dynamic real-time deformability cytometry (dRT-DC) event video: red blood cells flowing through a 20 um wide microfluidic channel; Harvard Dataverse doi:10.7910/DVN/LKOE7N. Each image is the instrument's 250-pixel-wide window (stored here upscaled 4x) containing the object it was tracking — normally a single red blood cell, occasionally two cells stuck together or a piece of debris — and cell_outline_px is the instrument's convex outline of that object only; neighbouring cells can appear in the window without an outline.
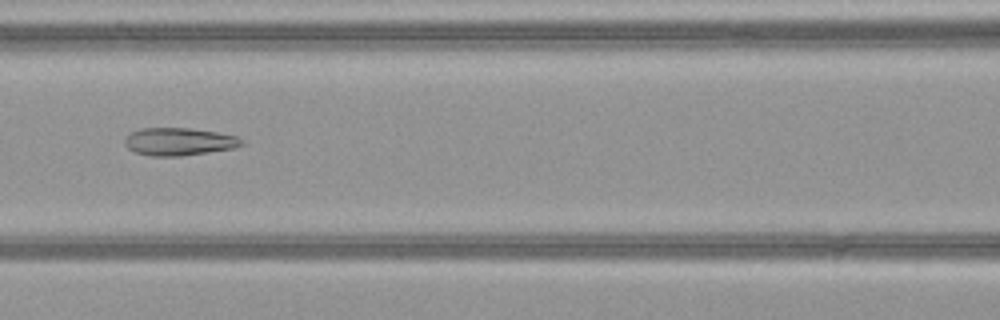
{"species": "common noctule bat (a hibernating species)", "species_latin": "Nyctalus noctula", "temperature_condition": "warm", "stored_images_in_passage": 39, "camera_frame_rate_fps": 3000, "um_per_image_px": 0.085, "animal": {"sex": "female", "body_mass_g": 21.9}, "frame": {"image": 1, "passage_image": 12, "time_ms": 3.667, "image_size_px": [1000, 320], "cell_outline_px": [[244, 144], [232, 148], [208, 152], [180, 156], [152, 156], [136, 152], [128, 148], [124, 144], [124, 140], [132, 132], [140, 128], [188, 128], [216, 132], [236, 136], [244, 140]], "centroid_in_image_um": [15.21, 12.03], "position_along_channel_um": 151.4, "area_um2": 18.67}}
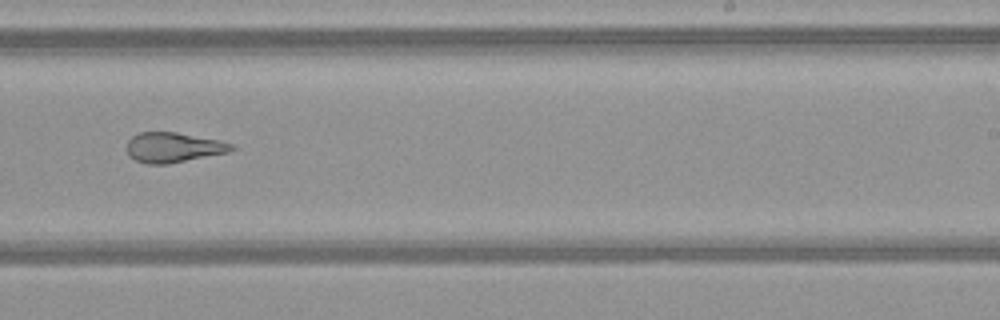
{"frame": {"image": 2, "passage_image": 21, "time_ms": 6.667, "image_size_px": [1000, 320], "cell_outline_px": [[236, 148], [228, 152], [168, 164], [148, 164], [136, 160], [128, 156], [128, 140], [132, 136], [140, 132], [176, 132], [220, 140], [236, 144]], "centroid_in_image_um": [14.76, 12.52], "position_along_channel_um": 274.2, "area_um2": 18.32}}
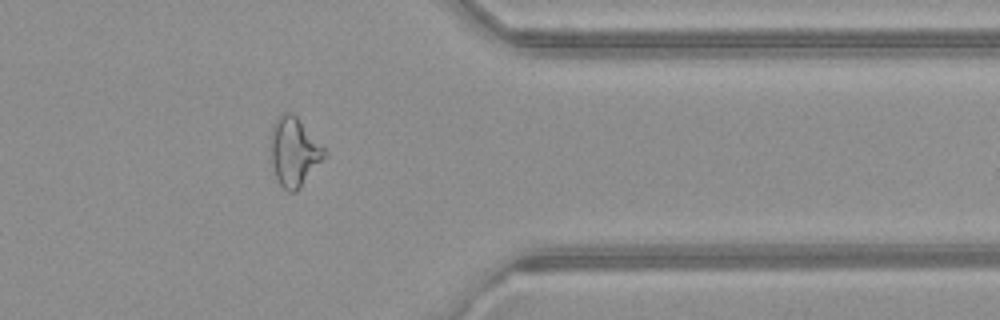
{"frame": {"image": 3, "passage_image": 30, "time_ms": 9.667, "image_size_px": [1000, 320], "cell_outline_px": [[328, 156], [300, 188], [296, 192], [288, 192], [276, 180], [268, 148], [272, 124], [284, 112], [292, 112], [296, 116], [328, 152]], "centroid_in_image_um": [24.99, 12.93], "position_along_channel_um": 386.4, "area_um2": 22.08}, "authors_computed_cell_mechanics": {"area_um2": 19.941, "velocity_mm_per_s": 4.1123, "shape_relaxation_time_tau1_ms": null, "shape_relaxation_time_tau2_ms": 1.3041, "deformation_change_tau1": null, "deformation_change_tau2": 0.1093}}